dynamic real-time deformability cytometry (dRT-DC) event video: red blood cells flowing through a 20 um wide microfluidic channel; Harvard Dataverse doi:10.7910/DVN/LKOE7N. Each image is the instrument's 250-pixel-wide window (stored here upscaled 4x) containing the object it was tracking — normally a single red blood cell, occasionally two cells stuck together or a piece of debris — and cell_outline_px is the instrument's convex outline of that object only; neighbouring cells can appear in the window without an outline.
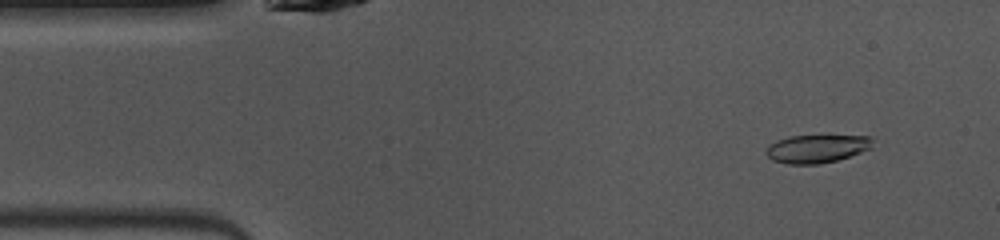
{"species": "common noctule bat (a hibernating species)", "species_latin": "Nyctalus noctula", "temperature_condition": "warm", "stored_images_in_passage": 45, "camera_frame_rate_fps": 3000, "um_per_image_px": 0.085, "animal": {"sex": "female", "body_mass_g": 10.0, "forearm_length_mm": 53.1}, "frame": {"image": 1, "passage_image": 4, "time_ms": 1.0, "image_size_px": [1000, 240], "cell_outline_px": [[872, 148], [836, 160], [820, 164], [788, 164], [772, 160], [764, 152], [764, 148], [776, 140], [788, 136], [868, 136], [872, 140]], "centroid_in_image_um": [69.36, 12.64], "position_along_channel_um": 15.6, "area_um2": 17.4}}
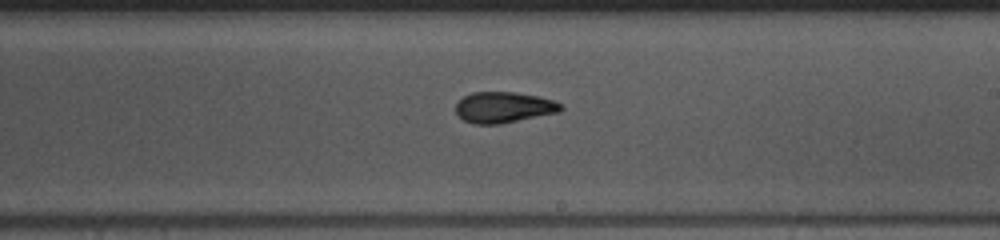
{"frame": {"image": 2, "passage_image": 26, "time_ms": 8.333, "image_size_px": [1000, 240], "cell_outline_px": [[564, 108], [560, 112], [500, 124], [472, 124], [464, 120], [456, 112], [456, 104], [464, 96], [472, 92], [516, 92], [540, 96], [552, 100], [560, 104]], "centroid_in_image_um": [42.83, 9.12], "position_along_channel_um": 246.2, "area_um2": 18.96}}
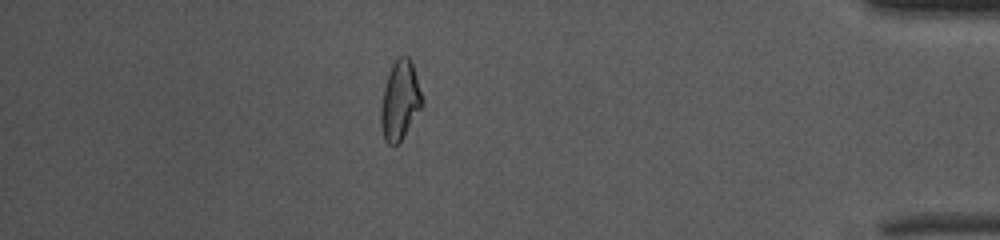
{"frame": {"image": 3, "passage_image": 41, "time_ms": 13.333, "image_size_px": [1000, 240], "cell_outline_px": [[424, 104], [400, 144], [388, 144], [384, 140], [380, 124], [380, 108], [384, 88], [388, 72], [392, 64], [400, 56], [408, 56], [412, 64], [424, 100]], "centroid_in_image_um": [34.0, 8.59], "position_along_channel_um": 401.2, "area_um2": 19.25}, "authors_computed_cell_mechanics": {"area_um2": 18.8428, "velocity_mm_per_s": 4.0687, "shape_relaxation_time_tau1_ms": 3.2046, "shape_relaxation_time_tau2_ms": 3.0365, "deformation_change_tau1": 0.1605, "deformation_change_tau2": 0.0926}}